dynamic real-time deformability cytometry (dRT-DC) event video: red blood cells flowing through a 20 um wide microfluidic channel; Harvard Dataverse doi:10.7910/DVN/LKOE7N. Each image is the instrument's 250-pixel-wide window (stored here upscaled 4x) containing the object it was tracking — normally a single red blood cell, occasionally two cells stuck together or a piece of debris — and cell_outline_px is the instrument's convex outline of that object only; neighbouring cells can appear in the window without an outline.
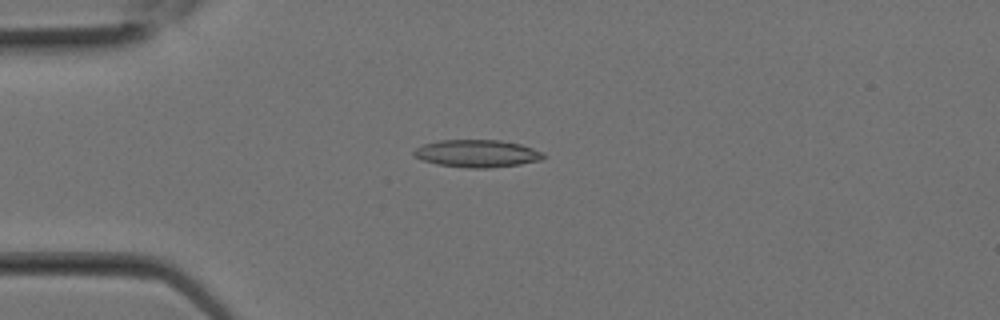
{"species": "Egyptian fruit bat (a non-hibernating species)", "species_latin": "Rousettus aegyptiacus", "temperature_condition": "room temperature", "stored_images_in_passage": 22, "segment_of_instrument_passage": [1, 2], "camera_frame_rate_fps": 3000, "um_per_image_px": 0.085, "animal": {"sex": "female"}, "frame": {"image": 1, "passage_image": 2, "time_ms": 0.333, "image_size_px": [1000, 320], "cell_outline_px": [[544, 156], [540, 160], [520, 164], [488, 168], [468, 168], [436, 164], [420, 160], [412, 152], [416, 148], [424, 144], [440, 140], [500, 140], [520, 144], [544, 152]], "centroid_in_image_um": [40.53, 13.05], "position_along_channel_um": 44.5, "area_um2": 20.69}}
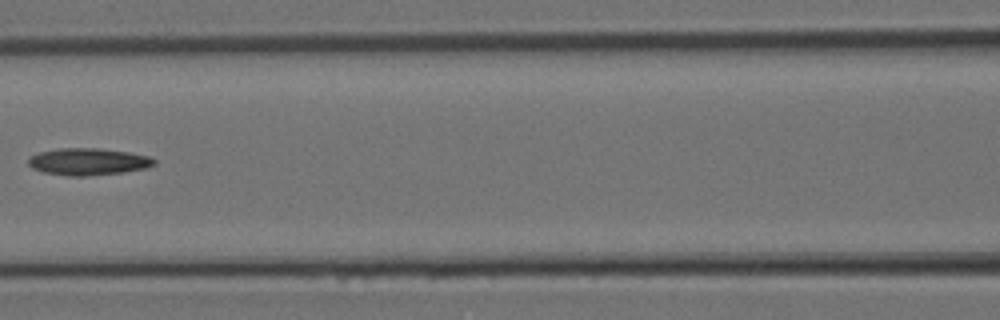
{"frame": {"image": 2, "passage_image": 7, "time_ms": 2.0, "image_size_px": [1000, 320], "cell_outline_px": [[156, 164], [148, 168], [124, 172], [88, 176], [68, 176], [44, 172], [32, 168], [28, 164], [28, 156], [40, 152], [60, 148], [100, 148], [132, 152], [148, 156], [156, 160]], "centroid_in_image_um": [7.52, 13.74], "position_along_channel_um": 159.1, "area_um2": 20.06}}
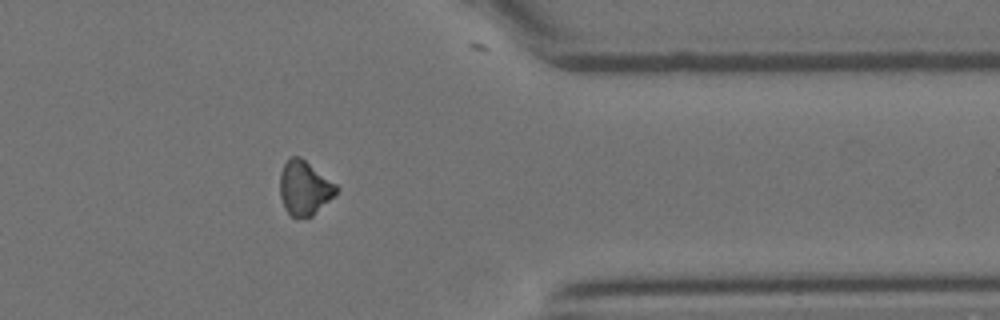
{"frame": {"image": 3, "passage_image": 16, "time_ms": 5.0, "image_size_px": [1000, 320], "cell_outline_px": [[340, 188], [312, 216], [292, 216], [284, 208], [280, 196], [280, 172], [284, 164], [292, 156], [300, 156], [336, 184]], "centroid_in_image_um": [25.85, 15.95], "position_along_channel_um": 385.5, "area_um2": 17.46}}